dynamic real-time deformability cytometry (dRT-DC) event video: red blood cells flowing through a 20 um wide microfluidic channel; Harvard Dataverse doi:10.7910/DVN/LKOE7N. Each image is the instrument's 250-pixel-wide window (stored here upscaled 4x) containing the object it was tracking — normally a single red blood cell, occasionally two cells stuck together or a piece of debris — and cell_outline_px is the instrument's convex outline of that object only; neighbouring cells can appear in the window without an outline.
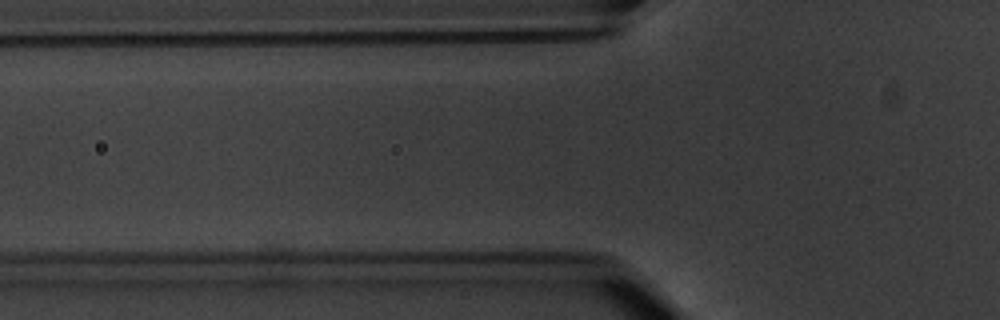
{"species": "common noctule bat (a hibernating species)", "species_latin": "Nyctalus noctula", "temperature_condition": "warm", "stored_images_in_passage": 3, "camera_frame_rate_fps": 3000, "um_per_image_px": 0.085, "animal": {"sex": "male", "body_mass_g": 20.1, "forearm_length_mm": 53.5}, "frame": {"image": 1, "passage_image": 2, "time_ms": 1.0, "image_size_px": [1000, 320], "cell_outline_px": [[576, 200], [560, 208], [456, 208], [440, 192], [440, 188], [460, 184], [572, 188], [576, 192]], "centroid_in_image_um": [43.15, 16.71], "position_along_channel_um": 82.7, "area_um2": 20.11}}